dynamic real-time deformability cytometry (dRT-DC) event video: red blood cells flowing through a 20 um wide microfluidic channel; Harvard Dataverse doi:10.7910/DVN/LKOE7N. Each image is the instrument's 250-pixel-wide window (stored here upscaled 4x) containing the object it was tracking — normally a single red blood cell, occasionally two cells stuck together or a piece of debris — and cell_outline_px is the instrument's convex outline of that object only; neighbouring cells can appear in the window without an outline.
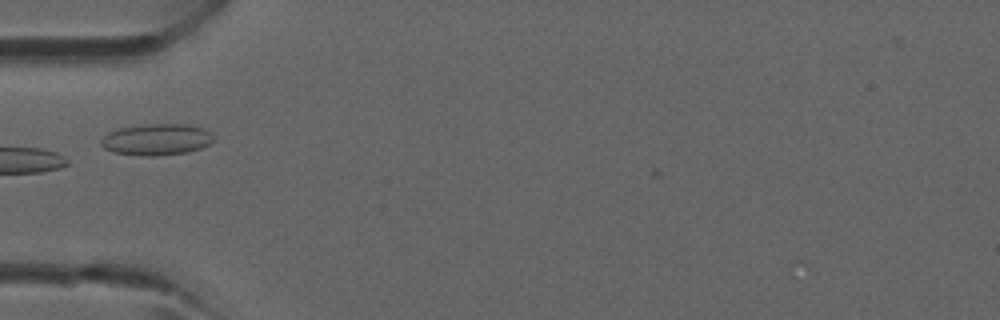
{"species": "common noctule bat (a hibernating species)", "species_latin": "Nyctalus noctula", "temperature_condition": "room temperature", "stored_images_in_passage": 6, "camera_frame_rate_fps": 3000, "um_per_image_px": 0.085, "animal": {"sex": "male", "forearm_length_mm": 52.5}, "frame": {"image": 1, "passage_image": 5, "time_ms": 4.667, "image_size_px": [1000, 320], "cell_outline_px": [[216, 140], [200, 148], [188, 152], [156, 156], [140, 156], [112, 152], [104, 148], [100, 144], [100, 140], [108, 132], [120, 128], [152, 124], [192, 124], [204, 128], [212, 132]], "centroid_in_image_um": [13.35, 11.86], "position_along_channel_um": 71.7, "area_um2": 20.87}}
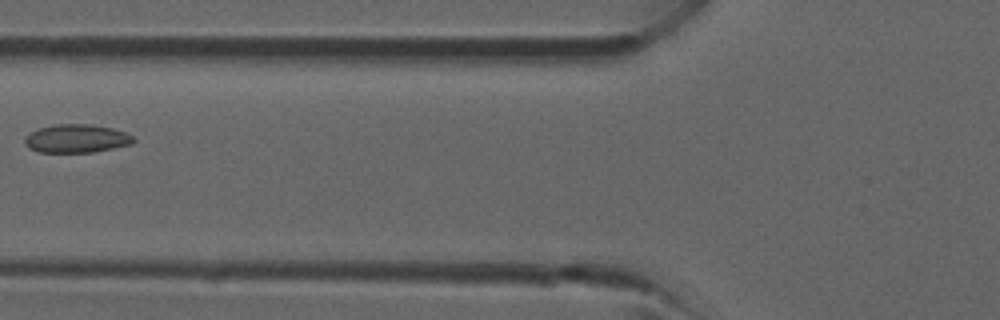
{"frame": {"image": 2, "passage_image": 6, "time_ms": 5.667, "image_size_px": [1000, 320], "cell_outline_px": [[136, 140], [132, 144], [92, 152], [36, 152], [28, 148], [24, 144], [24, 140], [32, 132], [40, 128], [56, 124], [88, 124], [112, 128], [124, 132], [132, 136]], "centroid_in_image_um": [6.5, 11.78], "position_along_channel_um": 119.3, "area_um2": 17.8}}